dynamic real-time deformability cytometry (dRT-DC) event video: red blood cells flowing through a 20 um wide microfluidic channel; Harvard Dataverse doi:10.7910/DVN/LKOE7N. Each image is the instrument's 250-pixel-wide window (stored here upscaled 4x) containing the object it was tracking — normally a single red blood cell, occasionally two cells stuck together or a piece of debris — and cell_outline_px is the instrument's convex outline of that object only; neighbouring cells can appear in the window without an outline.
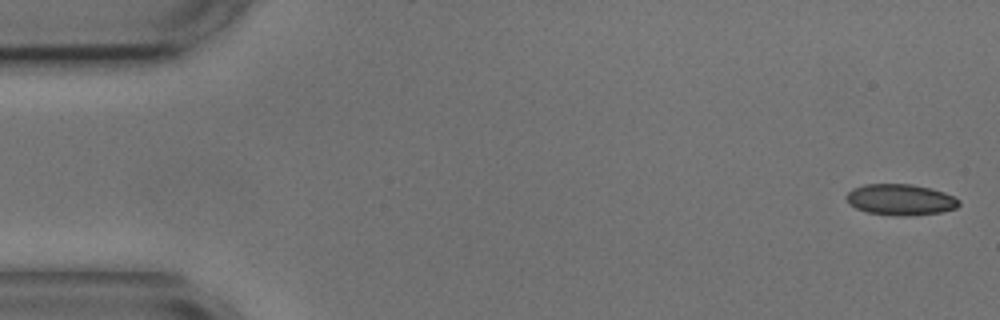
{"species": "common noctule bat (a hibernating species)", "species_latin": "Nyctalus noctula", "temperature_condition": "cold", "stored_images_in_passage": 5, "camera_frame_rate_fps": 3000, "um_per_image_px": 0.085, "animal": {"sex": "male", "body_mass_g": 17.9, "forearm_length_mm": 54.2}, "frame": {"image": 1, "passage_image": 1, "time_ms": 0.0, "image_size_px": [1000, 320], "cell_outline_px": [[960, 204], [956, 208], [940, 212], [904, 216], [868, 212], [856, 208], [848, 204], [844, 196], [852, 188], [864, 184], [912, 184], [932, 188], [944, 192], [960, 200]], "centroid_in_image_um": [76.51, 16.95], "position_along_channel_um": 8.5, "area_um2": 20.4}}
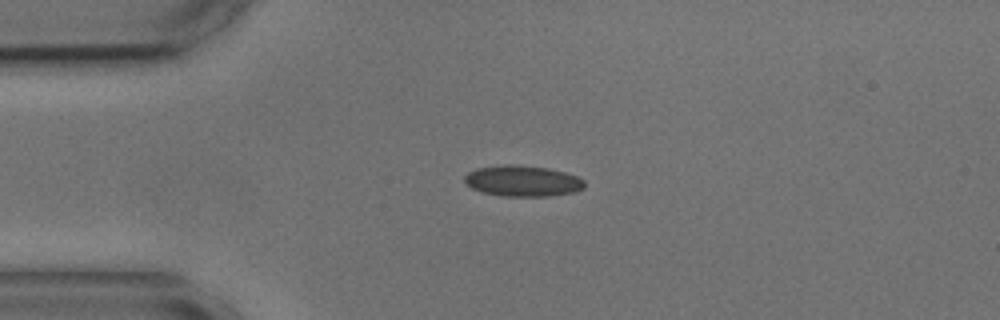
{"frame": {"image": 2, "passage_image": 4, "time_ms": 3.667, "image_size_px": [1000, 320], "cell_outline_px": [[584, 188], [576, 192], [548, 196], [504, 196], [484, 192], [472, 188], [464, 180], [464, 176], [468, 172], [476, 168], [504, 164], [512, 164], [548, 168], [564, 172], [576, 176], [584, 180]], "centroid_in_image_um": [44.43, 15.37], "position_along_channel_um": 40.6, "area_um2": 21.56}}